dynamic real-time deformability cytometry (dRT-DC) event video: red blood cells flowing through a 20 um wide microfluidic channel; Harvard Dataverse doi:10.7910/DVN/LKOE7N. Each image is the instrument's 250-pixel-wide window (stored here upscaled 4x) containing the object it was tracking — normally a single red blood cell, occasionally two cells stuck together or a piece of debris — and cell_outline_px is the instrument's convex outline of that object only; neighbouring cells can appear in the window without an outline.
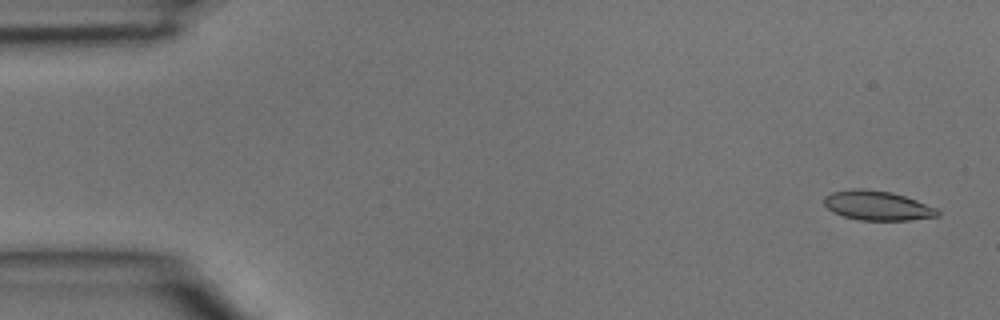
{"species": "common noctule bat (a hibernating species)", "species_latin": "Nyctalus noctula", "temperature_condition": "room temperature", "stored_images_in_passage": 3, "camera_frame_rate_fps": 3000, "um_per_image_px": 0.085, "animal": {"sex": "male", "body_mass_g": 15.6}, "frame": {"image": 1, "passage_image": 1, "time_ms": 0.0, "image_size_px": [1000, 320], "cell_outline_px": [[940, 216], [908, 220], [860, 220], [844, 216], [832, 212], [824, 204], [824, 196], [832, 192], [852, 188], [864, 188], [892, 192], [916, 200], [936, 208], [940, 212]], "centroid_in_image_um": [74.56, 17.46], "position_along_channel_um": 10.4, "area_um2": 19.54}}